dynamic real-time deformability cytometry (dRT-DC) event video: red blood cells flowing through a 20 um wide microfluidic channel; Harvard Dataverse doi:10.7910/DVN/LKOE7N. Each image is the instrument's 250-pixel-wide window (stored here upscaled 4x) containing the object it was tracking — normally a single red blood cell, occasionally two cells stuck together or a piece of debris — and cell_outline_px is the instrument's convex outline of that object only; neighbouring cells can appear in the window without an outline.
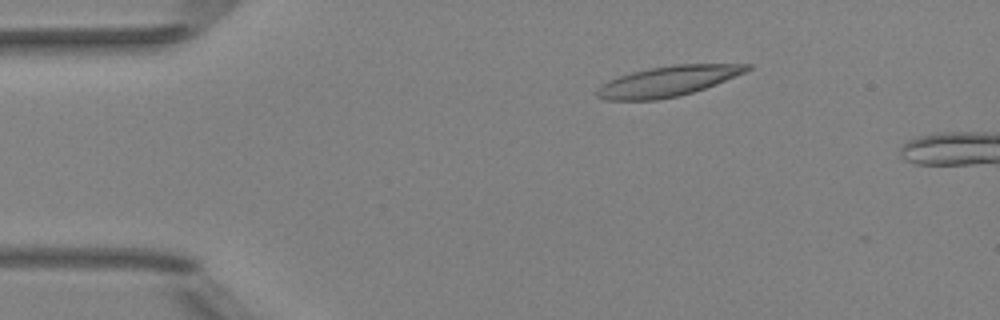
{"species": "Egyptian fruit bat (a non-hibernating species)", "species_latin": "Rousettus aegyptiacus", "temperature_condition": "room temperature", "stored_images_in_passage": 3, "camera_frame_rate_fps": 3000, "um_per_image_px": 0.085, "animal": {"sex": "female"}, "frame": {"image": 1, "passage_image": 1, "time_ms": 0.0, "image_size_px": [1000, 320], "cell_outline_px": [[752, 68], [744, 72], [716, 84], [692, 92], [676, 96], [656, 100], [604, 100], [596, 96], [596, 88], [600, 84], [608, 80], [632, 72], [648, 68], [676, 64], [752, 64]], "centroid_in_image_um": [56.71, 6.9], "position_along_channel_um": 28.3, "area_um2": 26.36}}